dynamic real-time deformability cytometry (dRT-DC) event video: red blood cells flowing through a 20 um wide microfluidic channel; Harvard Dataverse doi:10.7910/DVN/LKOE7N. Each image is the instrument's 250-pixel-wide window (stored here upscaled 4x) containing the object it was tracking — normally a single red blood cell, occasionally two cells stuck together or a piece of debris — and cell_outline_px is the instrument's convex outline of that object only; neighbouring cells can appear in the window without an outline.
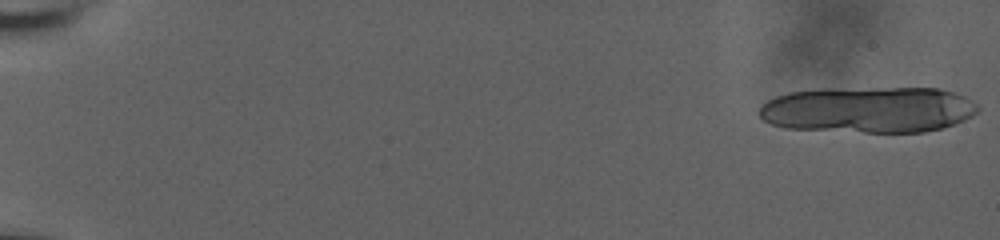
{"species": "human", "species_latin": "Homo sapiens", "temperature_condition": "room temperature", "stored_images_in_passage": 22, "camera_frame_rate_fps": 3000, "um_per_image_px": 0.085, "donor": {"sex": "male"}, "frame": {"image": 1, "passage_image": 1, "time_ms": 0.0, "image_size_px": [1000, 240], "cell_outline_px": [[980, 108], [972, 116], [964, 120], [940, 128], [924, 132], [864, 132], [788, 128], [772, 124], [764, 120], [760, 116], [760, 108], [768, 100], [776, 96], [788, 92], [820, 88], [940, 88], [964, 96], [976, 104]], "centroid_in_image_um": [73.82, 9.31], "position_along_channel_um": 11.2, "area_um2": 58.84}}